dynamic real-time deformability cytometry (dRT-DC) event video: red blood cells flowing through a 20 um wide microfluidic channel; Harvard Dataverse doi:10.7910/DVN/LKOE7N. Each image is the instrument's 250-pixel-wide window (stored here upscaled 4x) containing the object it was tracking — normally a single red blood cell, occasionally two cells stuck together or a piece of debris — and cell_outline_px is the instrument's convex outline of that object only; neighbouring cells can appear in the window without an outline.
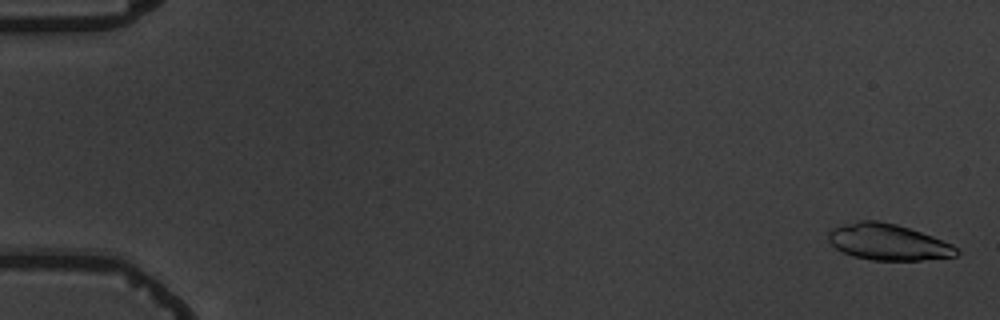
{"species": "common noctule bat (a hibernating species)", "species_latin": "Nyctalus noctula", "temperature_condition": "warm", "stored_images_in_passage": 7, "camera_frame_rate_fps": 3000, "um_per_image_px": 0.085, "animal": {"sex": "male", "body_mass_g": 19.5, "forearm_length_mm": 54.6}, "frame": {"image": 1, "passage_image": 1, "time_ms": 0.0, "image_size_px": [1000, 320], "cell_outline_px": [[960, 252], [956, 256], [920, 260], [872, 260], [852, 256], [836, 248], [828, 240], [828, 232], [832, 228], [844, 224], [860, 220], [880, 220], [896, 224], [932, 236], [952, 244]], "centroid_in_image_um": [75.47, 20.57], "position_along_channel_um": 9.5, "area_um2": 26.93}}